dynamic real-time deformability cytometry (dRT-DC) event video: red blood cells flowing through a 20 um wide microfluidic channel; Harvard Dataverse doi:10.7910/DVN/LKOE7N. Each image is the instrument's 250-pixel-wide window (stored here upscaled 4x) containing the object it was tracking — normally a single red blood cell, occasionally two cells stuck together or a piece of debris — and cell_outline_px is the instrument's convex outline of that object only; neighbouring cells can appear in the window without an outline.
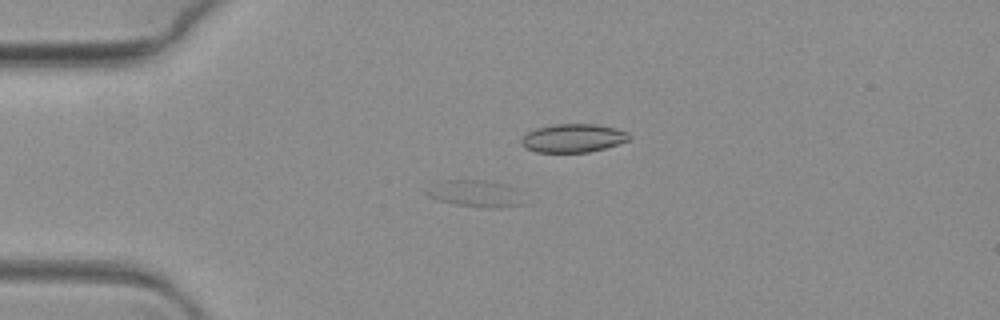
{"species": "common noctule bat (a hibernating species)", "species_latin": "Nyctalus noctula", "temperature_condition": "warm", "stored_images_in_passage": 9, "camera_frame_rate_fps": 3000, "um_per_image_px": 0.085, "animal": {"sex": "female", "body_mass_g": 19.3, "forearm_length_mm": 54.1}, "frame": {"image": 1, "passage_image": 4, "time_ms": 1.0, "image_size_px": [1000, 320], "cell_outline_px": [[528, 204], [496, 208], [492, 208], [452, 204], [436, 200], [428, 196], [424, 192], [440, 180], [484, 180], [516, 188]], "centroid_in_image_um": [40.44, 16.47], "position_along_channel_um": 44.6, "area_um2": 15.32}}
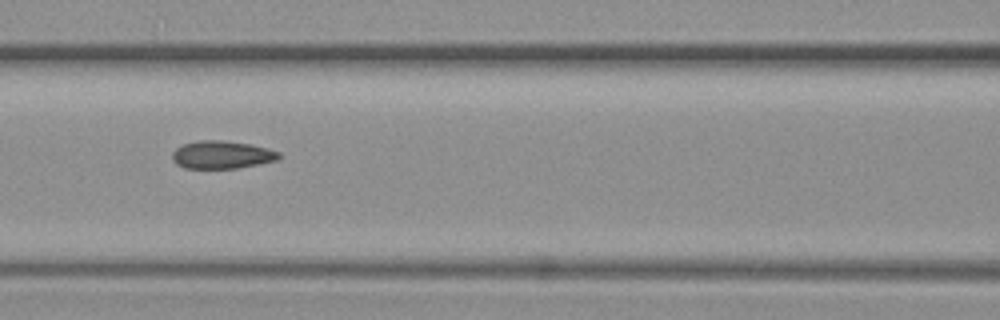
{"frame": {"image": 2, "passage_image": 8, "time_ms": 2.333, "image_size_px": [1000, 320], "cell_outline_px": [[280, 156], [276, 160], [236, 168], [184, 168], [176, 164], [172, 160], [172, 152], [176, 148], [184, 144], [200, 140], [224, 140], [252, 144], [268, 148], [280, 152]], "centroid_in_image_um": [18.84, 13.14], "position_along_channel_um": 147.8, "area_um2": 17.28}}
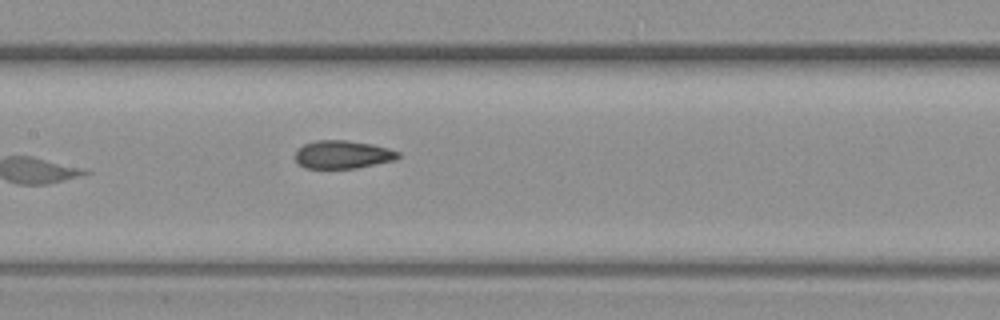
{"frame": {"image": 3, "passage_image": 9, "time_ms": 2.667, "image_size_px": [1000, 320], "cell_outline_px": [[400, 156], [396, 160], [356, 168], [304, 168], [296, 160], [296, 152], [304, 144], [316, 140], [348, 140], [372, 144], [388, 148], [400, 152]], "centroid_in_image_um": [29.16, 13.13], "position_along_channel_um": 178.2, "area_um2": 16.82}}